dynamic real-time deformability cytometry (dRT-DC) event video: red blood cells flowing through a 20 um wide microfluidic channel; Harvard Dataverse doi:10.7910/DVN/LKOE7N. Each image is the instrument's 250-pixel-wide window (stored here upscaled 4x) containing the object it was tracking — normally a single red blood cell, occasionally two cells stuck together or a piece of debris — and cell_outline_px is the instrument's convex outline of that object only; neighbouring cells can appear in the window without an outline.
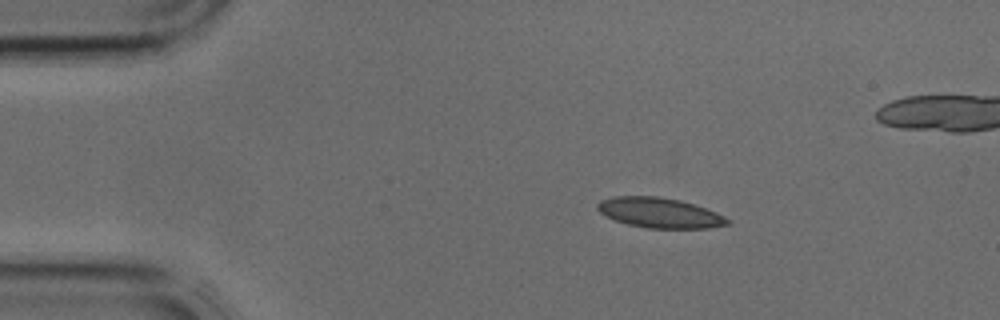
{"species": "common noctule bat (a hibernating species)", "species_latin": "Nyctalus noctula", "temperature_condition": "cold", "stored_images_in_passage": 4, "camera_frame_rate_fps": 3000, "um_per_image_px": 0.085, "animal": {"sex": "male", "body_mass_g": 17.9, "forearm_length_mm": 54.2}, "frame": {"image": 1, "passage_image": 2, "time_ms": 0.333, "image_size_px": [1000, 320], "cell_outline_px": [[732, 220], [728, 224], [708, 228], [648, 228], [628, 224], [616, 220], [600, 212], [596, 208], [596, 204], [600, 200], [612, 196], [656, 196], [680, 200], [716, 212]], "centroid_in_image_um": [56.05, 18.08], "position_along_channel_um": 28.9, "area_um2": 22.66}}